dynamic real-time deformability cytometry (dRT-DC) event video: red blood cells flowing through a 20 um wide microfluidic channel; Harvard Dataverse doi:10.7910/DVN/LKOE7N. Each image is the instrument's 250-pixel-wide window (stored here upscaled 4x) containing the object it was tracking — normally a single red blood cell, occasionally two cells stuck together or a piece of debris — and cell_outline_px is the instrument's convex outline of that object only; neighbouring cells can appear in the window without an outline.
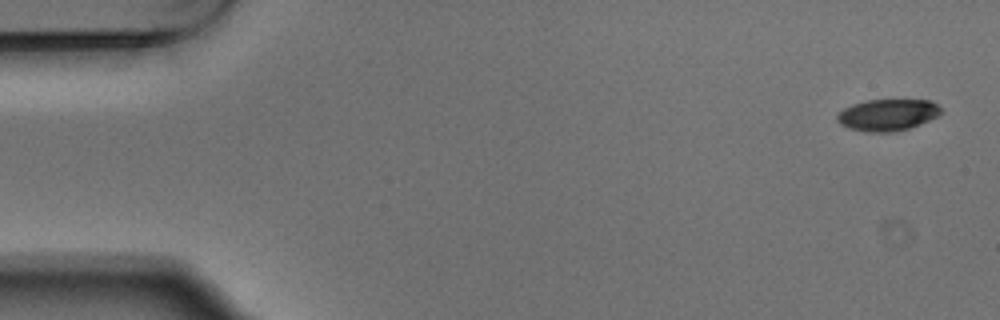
{"species": "Egyptian fruit bat (a non-hibernating species)", "species_latin": "Rousettus aegyptiacus", "temperature_condition": "warm", "stored_images_in_passage": 4, "camera_frame_rate_fps": 3000, "um_per_image_px": 0.085, "animal": {"sex": "male"}, "frame": {"image": 1, "passage_image": 1, "time_ms": 0.0, "image_size_px": [1000, 320], "cell_outline_px": [[940, 116], [920, 124], [908, 128], [892, 132], [868, 132], [848, 128], [840, 124], [836, 120], [836, 116], [844, 108], [852, 104], [868, 100], [928, 100], [936, 104], [940, 108]], "centroid_in_image_um": [75.43, 9.77], "position_along_channel_um": 9.6, "area_um2": 19.07}}
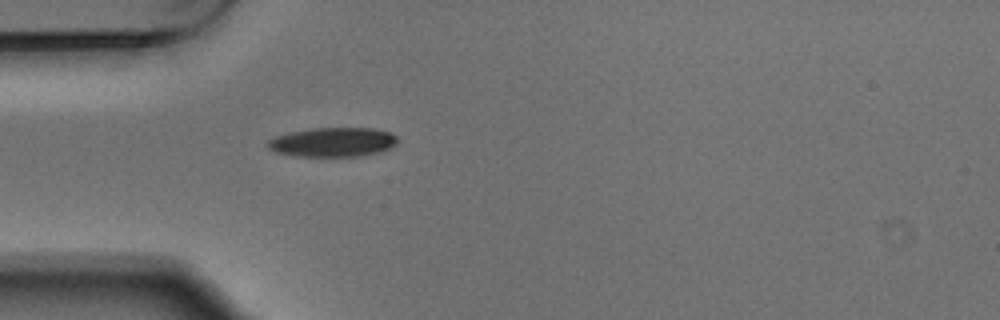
{"frame": {"image": 2, "passage_image": 4, "time_ms": 1.0, "image_size_px": [1000, 320], "cell_outline_px": [[396, 144], [388, 148], [376, 152], [356, 156], [292, 156], [276, 152], [268, 148], [264, 144], [268, 140], [276, 136], [288, 132], [312, 128], [372, 128], [392, 132], [396, 136]], "centroid_in_image_um": [28.22, 12.07], "position_along_channel_um": 56.8, "area_um2": 22.14}}